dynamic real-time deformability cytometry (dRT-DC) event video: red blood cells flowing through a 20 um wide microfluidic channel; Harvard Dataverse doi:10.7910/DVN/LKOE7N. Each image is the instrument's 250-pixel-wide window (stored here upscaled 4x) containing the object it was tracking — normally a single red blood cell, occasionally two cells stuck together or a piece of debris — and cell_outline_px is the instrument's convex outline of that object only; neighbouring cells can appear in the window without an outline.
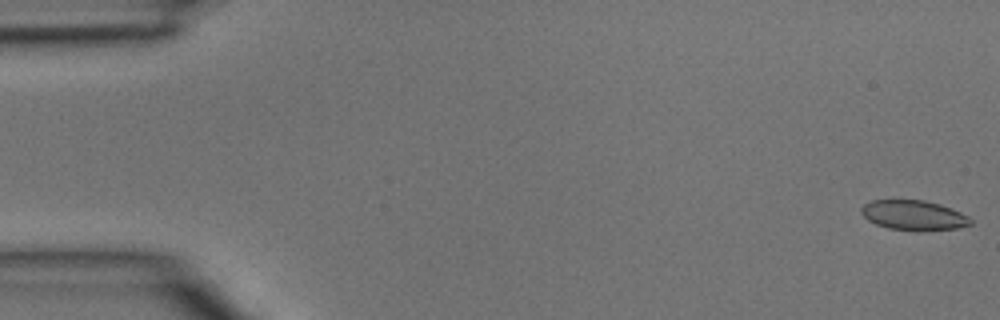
{"species": "common noctule bat (a hibernating species)", "species_latin": "Nyctalus noctula", "temperature_condition": "room temperature", "stored_images_in_passage": 12, "camera_frame_rate_fps": 3000, "um_per_image_px": 0.085, "animal": {"sex": "male", "body_mass_g": 15.6}, "frame": {"image": 1, "passage_image": 1, "time_ms": 0.0, "image_size_px": [1000, 320], "cell_outline_px": [[972, 224], [956, 228], [916, 232], [888, 228], [876, 224], [868, 220], [860, 212], [860, 208], [864, 204], [872, 200], [924, 200], [940, 204], [960, 212], [968, 216], [972, 220]], "centroid_in_image_um": [77.65, 18.31], "position_along_channel_um": 7.3, "area_um2": 19.19}}
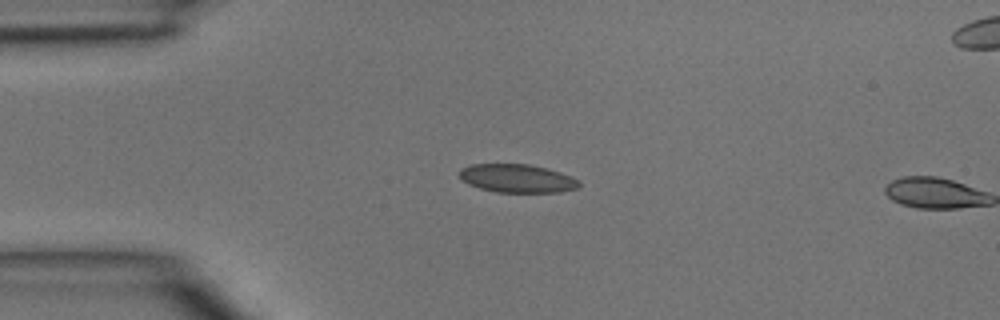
{"frame": {"image": 2, "passage_image": 11, "time_ms": 3.333, "image_size_px": [1000, 320], "cell_outline_px": [[580, 184], [576, 188], [560, 192], [496, 192], [480, 188], [468, 184], [460, 176], [460, 168], [472, 164], [528, 164], [548, 168], [560, 172], [580, 180]], "centroid_in_image_um": [43.97, 15.16], "position_along_channel_um": 41.0, "area_um2": 19.71}}